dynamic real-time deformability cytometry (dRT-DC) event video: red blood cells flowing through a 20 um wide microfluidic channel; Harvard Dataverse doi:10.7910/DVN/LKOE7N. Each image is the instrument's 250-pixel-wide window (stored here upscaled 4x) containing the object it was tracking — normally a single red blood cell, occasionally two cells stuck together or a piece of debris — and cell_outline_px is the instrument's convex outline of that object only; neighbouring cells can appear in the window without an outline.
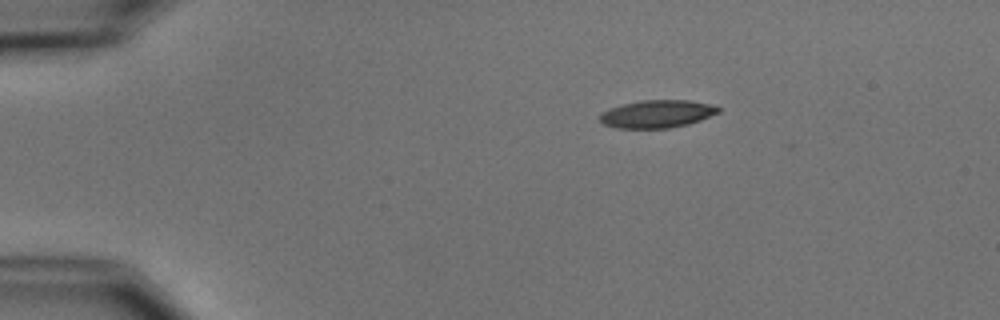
{"species": "common noctule bat (a hibernating species)", "species_latin": "Nyctalus noctula", "temperature_condition": "cold", "stored_images_in_passage": 3, "camera_frame_rate_fps": 3000, "um_per_image_px": 0.085, "animal": {"sex": "male", "body_mass_g": 15.6}, "frame": {"image": 1, "passage_image": 1, "time_ms": 0.0, "image_size_px": [1000, 320], "cell_outline_px": [[720, 112], [700, 120], [688, 124], [668, 128], [616, 128], [604, 124], [600, 120], [600, 116], [604, 112], [612, 108], [624, 104], [644, 100], [688, 100], [716, 104], [720, 108]], "centroid_in_image_um": [55.93, 9.68], "position_along_channel_um": 29.1, "area_um2": 19.02}}
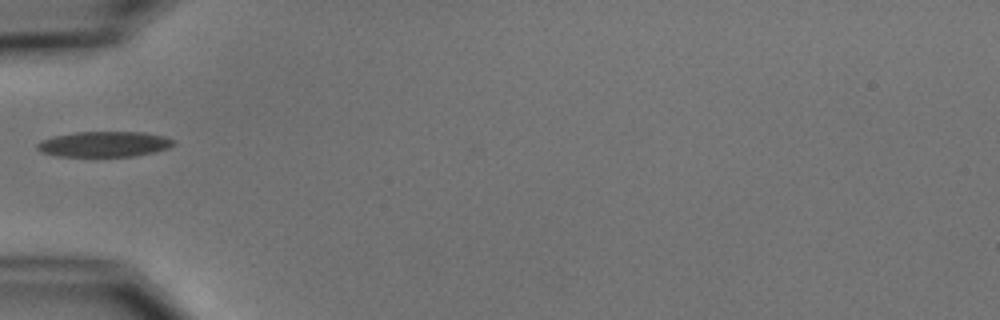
{"frame": {"image": 2, "passage_image": 3, "time_ms": 3.0, "image_size_px": [1000, 320], "cell_outline_px": [[176, 144], [168, 148], [156, 152], [136, 156], [56, 156], [40, 152], [36, 148], [36, 144], [40, 140], [52, 136], [76, 132], [144, 132], [164, 136], [176, 140]], "centroid_in_image_um": [8.86, 12.25], "position_along_channel_um": 76.1, "area_um2": 20.52}}